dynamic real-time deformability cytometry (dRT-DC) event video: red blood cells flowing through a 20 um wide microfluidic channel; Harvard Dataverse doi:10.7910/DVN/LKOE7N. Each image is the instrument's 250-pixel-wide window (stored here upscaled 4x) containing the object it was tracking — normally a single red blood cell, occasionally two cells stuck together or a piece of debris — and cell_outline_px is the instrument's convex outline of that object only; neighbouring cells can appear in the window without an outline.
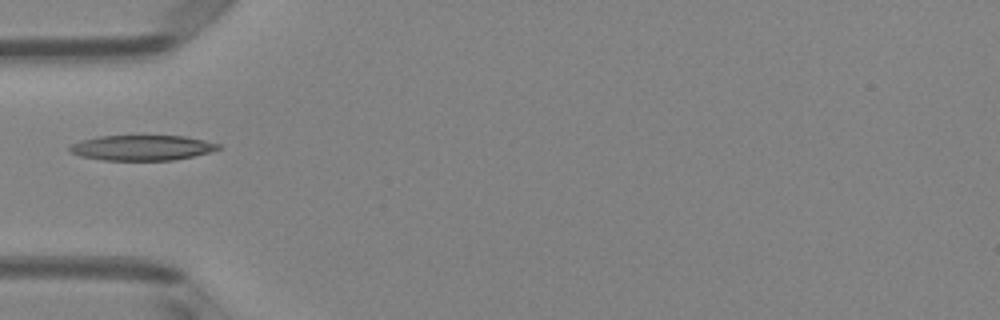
{"species": "Egyptian fruit bat (a non-hibernating species)", "species_latin": "Rousettus aegyptiacus", "temperature_condition": "room temperature", "stored_images_in_passage": 5, "camera_frame_rate_fps": 3000, "um_per_image_px": 0.085, "animal": {"sex": "female"}, "frame": {"image": 1, "passage_image": 5, "time_ms": 1.333, "image_size_px": [1000, 320], "cell_outline_px": [[224, 148], [192, 156], [172, 160], [104, 160], [80, 156], [68, 152], [68, 148], [72, 144], [80, 140], [100, 136], [184, 136], [204, 140], [220, 144]], "centroid_in_image_um": [12.05, 12.56], "position_along_channel_um": 73.0, "area_um2": 21.85}}